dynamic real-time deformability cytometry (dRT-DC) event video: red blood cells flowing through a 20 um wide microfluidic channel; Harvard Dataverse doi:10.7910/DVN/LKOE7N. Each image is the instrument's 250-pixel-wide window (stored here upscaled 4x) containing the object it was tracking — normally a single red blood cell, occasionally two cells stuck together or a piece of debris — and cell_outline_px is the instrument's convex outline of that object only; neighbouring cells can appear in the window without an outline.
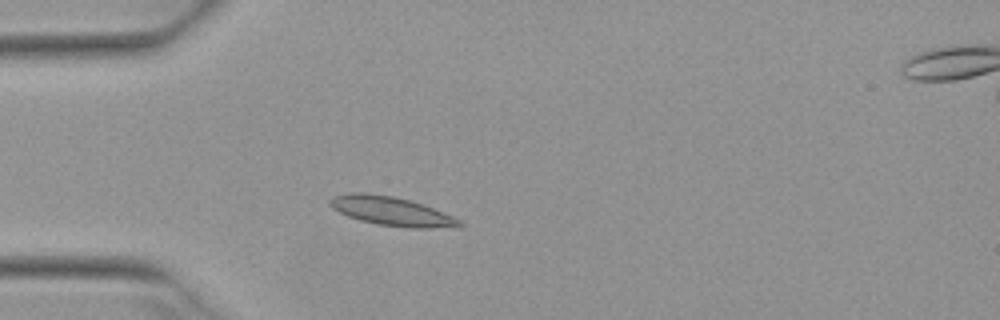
{"species": "Egyptian fruit bat (a non-hibernating species)", "species_latin": "Rousettus aegyptiacus", "temperature_condition": "warm", "stored_images_in_passage": 3, "camera_frame_rate_fps": 3000, "um_per_image_px": 0.085, "animal": {"sex": "female"}, "frame": {"image": 1, "passage_image": 3, "time_ms": 0.667, "image_size_px": [1000, 320], "cell_outline_px": [[464, 224], [460, 228], [412, 228], [376, 224], [360, 220], [348, 216], [332, 208], [328, 204], [328, 200], [332, 196], [352, 192], [364, 192], [392, 196], [424, 204], [452, 216], [460, 220]], "centroid_in_image_um": [33.29, 17.96], "position_along_channel_um": 51.7, "area_um2": 22.02}}